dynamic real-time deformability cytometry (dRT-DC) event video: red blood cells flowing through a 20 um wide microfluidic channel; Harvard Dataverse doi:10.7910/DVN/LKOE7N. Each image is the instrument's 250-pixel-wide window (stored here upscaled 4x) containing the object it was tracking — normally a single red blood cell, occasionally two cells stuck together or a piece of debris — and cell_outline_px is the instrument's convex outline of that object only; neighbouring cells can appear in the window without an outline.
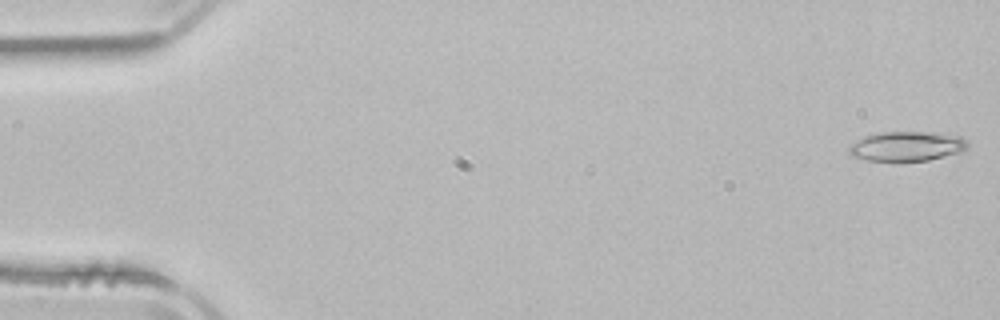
{"species": "common noctule bat (a hibernating species)", "species_latin": "Nyctalus noctula", "temperature_condition": "room temperature", "stored_images_in_passage": 52, "camera_frame_rate_fps": 3000, "um_per_image_px": 0.085, "animal": {"sex": "male", "body_mass_g": 21.5, "forearm_length_mm": 52.0}, "frame": {"image": 1, "passage_image": 1, "time_ms": 0.0, "image_size_px": [1000, 320], "cell_outline_px": [[968, 148], [960, 152], [928, 160], [868, 160], [852, 156], [848, 152], [848, 144], [864, 136], [880, 132], [928, 132], [960, 136], [968, 140]], "centroid_in_image_um": [77.06, 12.41], "position_along_channel_um": 7.9, "area_um2": 20.4}}
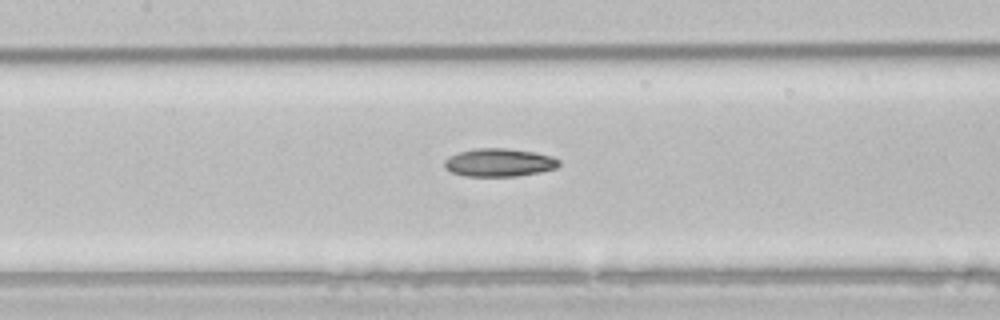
{"frame": {"image": 2, "passage_image": 24, "time_ms": 7.667, "image_size_px": [1000, 320], "cell_outline_px": [[560, 164], [556, 168], [540, 172], [516, 176], [464, 176], [452, 172], [444, 168], [444, 160], [448, 156], [460, 152], [476, 148], [504, 148], [532, 152], [552, 156], [560, 160]], "centroid_in_image_um": [42.41, 13.82], "position_along_channel_um": 165.0, "area_um2": 18.73}}
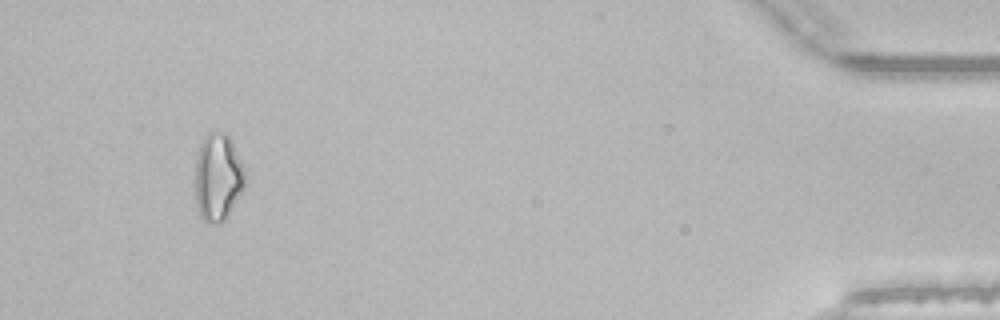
{"frame": {"image": 3, "passage_image": 49, "time_ms": 16.0, "image_size_px": [1000, 320], "cell_outline_px": [[244, 188], [224, 220], [212, 224], [208, 224], [200, 216], [196, 200], [196, 156], [200, 144], [204, 136], [208, 132], [224, 132], [228, 136], [244, 168]], "centroid_in_image_um": [18.5, 15.06], "position_along_channel_um": 416.7, "area_um2": 24.97}, "authors_computed_cell_mechanics": {"area_um2": 19.5364, "velocity_mm_per_s": 3.8991, "shape_relaxation_time_tau1_ms": null, "shape_relaxation_time_tau2_ms": 10.6235, "deformation_change_tau1": null, "deformation_change_tau2": 0.2029}}